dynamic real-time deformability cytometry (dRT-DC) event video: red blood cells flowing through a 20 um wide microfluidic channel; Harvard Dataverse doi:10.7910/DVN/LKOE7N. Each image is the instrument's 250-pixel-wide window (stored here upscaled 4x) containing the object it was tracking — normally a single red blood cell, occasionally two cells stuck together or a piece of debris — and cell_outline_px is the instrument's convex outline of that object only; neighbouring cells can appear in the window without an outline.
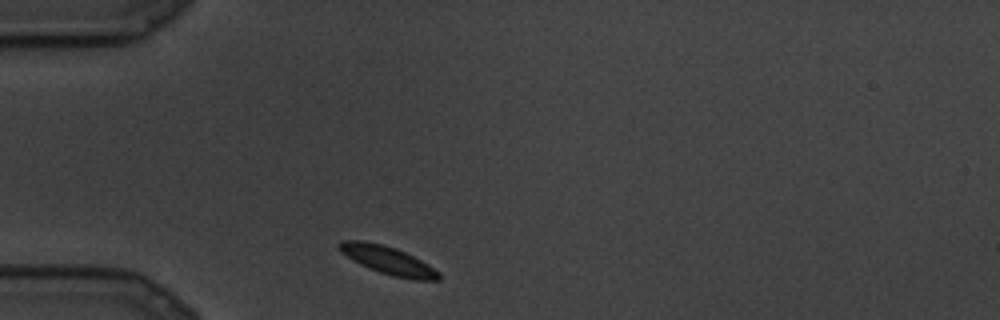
{"species": "common noctule bat (a hibernating species)", "species_latin": "Nyctalus noctula", "temperature_condition": "cold", "stored_images_in_passage": 9, "camera_frame_rate_fps": 3000, "um_per_image_px": 0.085, "animal": {"sex": "male", "body_mass_g": 19.5, "forearm_length_mm": 54.6}, "frame": {"image": 1, "passage_image": 1, "time_ms": 0.0, "image_size_px": [1000, 320], "cell_outline_px": [[440, 280], [416, 280], [392, 276], [368, 268], [360, 264], [340, 252], [336, 244], [340, 240], [364, 240], [396, 248], [420, 260], [440, 272]], "centroid_in_image_um": [32.93, 22.12], "position_along_channel_um": 52.1, "area_um2": 16.24}}
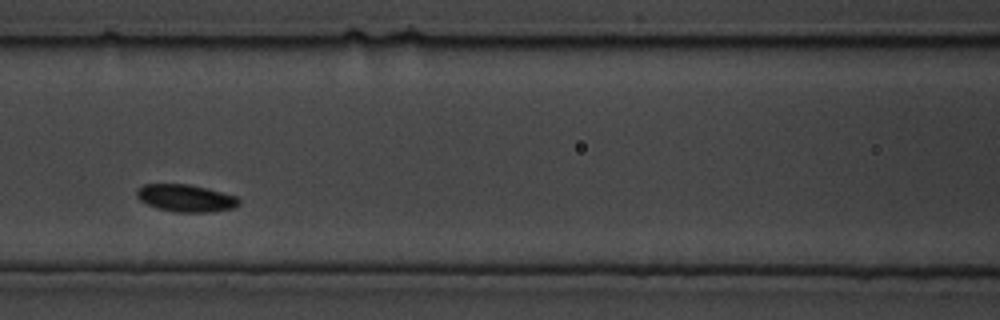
{"frame": {"image": 2, "passage_image": 6, "time_ms": 1.667, "image_size_px": [1000, 320], "cell_outline_px": [[240, 204], [232, 208], [212, 212], [176, 212], [156, 208], [140, 200], [136, 196], [136, 192], [144, 184], [188, 184], [208, 188], [236, 196], [240, 200]], "centroid_in_image_um": [15.81, 16.84], "position_along_channel_um": 150.8, "area_um2": 16.24}}
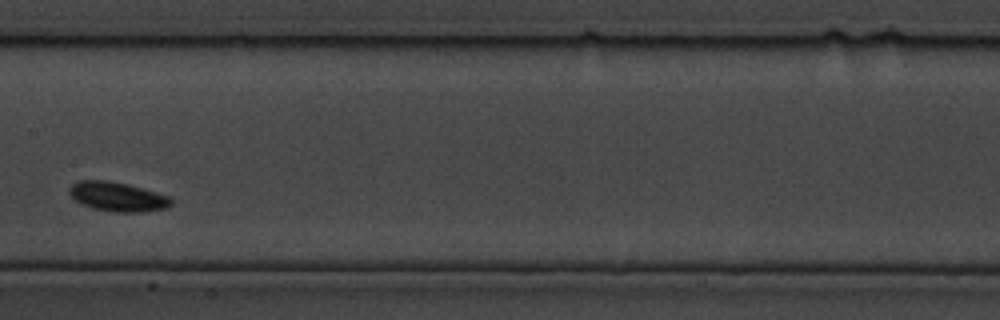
{"frame": {"image": 3, "passage_image": 8, "time_ms": 2.333, "image_size_px": [1000, 320], "cell_outline_px": [[172, 204], [168, 208], [140, 212], [112, 212], [92, 208], [76, 200], [68, 192], [68, 188], [72, 184], [80, 180], [108, 180], [128, 184], [156, 192], [168, 196], [172, 200]], "centroid_in_image_um": [9.99, 16.71], "position_along_channel_um": 197.4, "area_um2": 17.4}}